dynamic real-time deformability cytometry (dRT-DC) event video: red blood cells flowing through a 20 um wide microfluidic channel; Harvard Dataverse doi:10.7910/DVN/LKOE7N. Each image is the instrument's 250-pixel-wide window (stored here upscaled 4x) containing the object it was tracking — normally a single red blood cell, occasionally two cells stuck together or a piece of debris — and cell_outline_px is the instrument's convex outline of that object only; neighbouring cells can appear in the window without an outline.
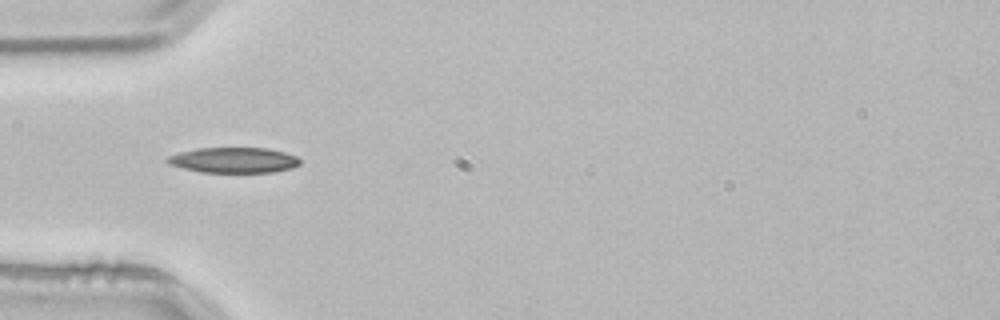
{"species": "common noctule bat (a hibernating species)", "species_latin": "Nyctalus noctula", "temperature_condition": "room temperature", "stored_images_in_passage": 1, "camera_frame_rate_fps": 3000, "um_per_image_px": 0.085, "animal": {"sex": "male", "body_mass_g": 21.5, "forearm_length_mm": 52.0}, "frame": {"image": 1, "passage_image": 1, "time_ms": 0.0, "image_size_px": [1000, 320], "cell_outline_px": [[300, 164], [292, 168], [272, 172], [200, 172], [168, 164], [164, 160], [168, 156], [180, 152], [196, 148], [268, 148], [284, 152], [296, 156], [300, 160]], "centroid_in_image_um": [19.85, 13.61], "position_along_channel_um": 65.1, "area_um2": 19.65}}